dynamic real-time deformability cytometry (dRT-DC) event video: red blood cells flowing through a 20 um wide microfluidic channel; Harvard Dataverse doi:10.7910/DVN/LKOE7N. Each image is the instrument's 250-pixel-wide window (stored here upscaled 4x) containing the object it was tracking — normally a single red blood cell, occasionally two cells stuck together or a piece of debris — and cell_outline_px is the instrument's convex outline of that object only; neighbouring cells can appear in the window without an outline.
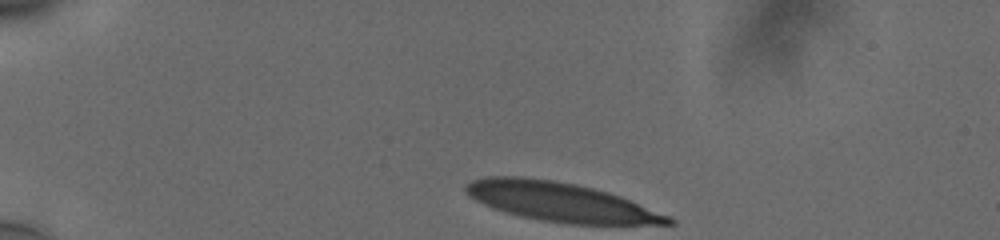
{"species": "human", "species_latin": "Homo sapiens", "temperature_condition": "cold", "stored_images_in_passage": 37, "camera_frame_rate_fps": 3000, "um_per_image_px": 0.085, "donor": {"sex": "male"}, "frame": {"image": 1, "passage_image": 1, "time_ms": 0.0, "image_size_px": [1000, 240], "cell_outline_px": [[676, 224], [568, 224], [540, 220], [520, 216], [504, 212], [492, 208], [468, 196], [464, 192], [464, 184], [472, 180], [488, 176], [520, 176], [552, 180], [576, 184], [608, 192], [620, 196], [668, 216], [676, 220]], "centroid_in_image_um": [47.58, 17.16], "position_along_channel_um": 37.4, "area_um2": 45.95}}
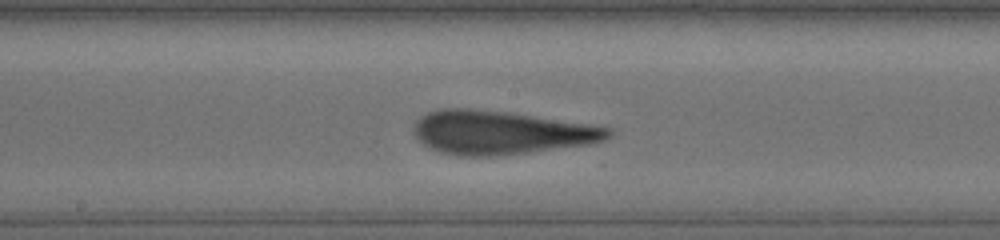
{"frame": {"image": 2, "passage_image": 20, "time_ms": 6.333, "image_size_px": [1000, 240], "cell_outline_px": [[612, 136], [604, 140], [592, 144], [528, 152], [488, 156], [456, 156], [440, 152], [428, 148], [416, 140], [412, 132], [412, 128], [416, 120], [420, 116], [428, 112], [444, 108], [460, 108], [508, 112], [588, 124], [612, 128]], "centroid_in_image_um": [42.51, 11.27], "position_along_channel_um": 205.7, "area_um2": 49.53}}
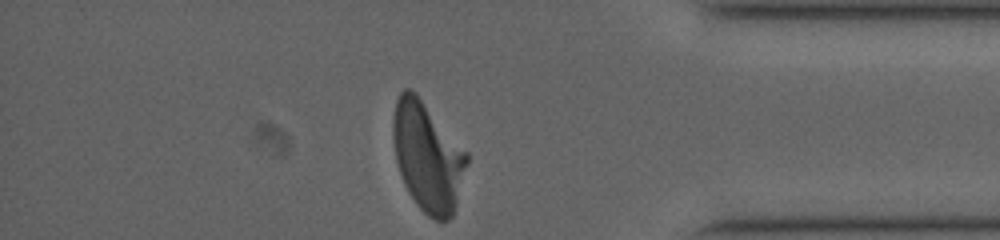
{"frame": {"image": 3, "passage_image": 37, "time_ms": 12.0, "image_size_px": [1000, 240], "cell_outline_px": [[468, 164], [452, 216], [448, 220], [436, 220], [428, 216], [416, 204], [408, 192], [404, 184], [396, 160], [392, 136], [392, 116], [396, 100], [400, 92], [404, 88], [408, 88], [416, 92], [468, 152]], "centroid_in_image_um": [36.33, 13.28], "position_along_channel_um": 398.9, "area_um2": 47.16}, "authors_computed_cell_mechanics": {"area_um2": 48.2052, "velocity_mm_per_s": 3.7513, "shape_relaxation_time_tau1_ms": 6.8959, "shape_relaxation_time_tau2_ms": 1.2313, "deformation_change_tau1": 0.2435, "deformation_change_tau2": 0.1068}}